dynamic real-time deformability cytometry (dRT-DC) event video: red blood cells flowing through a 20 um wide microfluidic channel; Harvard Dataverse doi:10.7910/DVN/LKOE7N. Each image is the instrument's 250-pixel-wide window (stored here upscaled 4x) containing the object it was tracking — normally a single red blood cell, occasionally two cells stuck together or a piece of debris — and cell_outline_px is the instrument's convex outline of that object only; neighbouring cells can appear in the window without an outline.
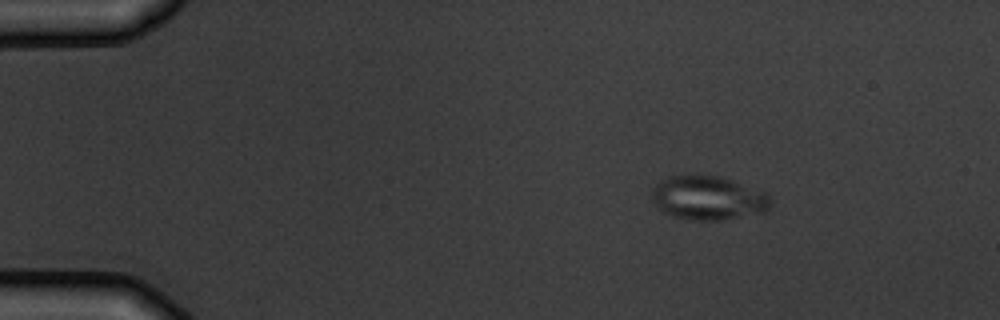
{"species": "common noctule bat (a hibernating species)", "species_latin": "Nyctalus noctula", "temperature_condition": "warm", "stored_images_in_passage": 5, "segment_of_instrument_passage": [1, 2], "camera_frame_rate_fps": 3000, "um_per_image_px": 0.085, "animal": {"sex": "male", "body_mass_g": 19.5, "forearm_length_mm": 54.6}, "frame": {"image": 1, "passage_image": 2, "time_ms": 1.0, "image_size_px": [1000, 320], "cell_outline_px": [[768, 208], [764, 212], [724, 220], [688, 220], [672, 216], [656, 208], [652, 200], [652, 188], [660, 180], [668, 176], [692, 172], [720, 176], [732, 180], [764, 192], [768, 196]], "centroid_in_image_um": [60.09, 16.79], "position_along_channel_um": 24.9, "area_um2": 30.98}}